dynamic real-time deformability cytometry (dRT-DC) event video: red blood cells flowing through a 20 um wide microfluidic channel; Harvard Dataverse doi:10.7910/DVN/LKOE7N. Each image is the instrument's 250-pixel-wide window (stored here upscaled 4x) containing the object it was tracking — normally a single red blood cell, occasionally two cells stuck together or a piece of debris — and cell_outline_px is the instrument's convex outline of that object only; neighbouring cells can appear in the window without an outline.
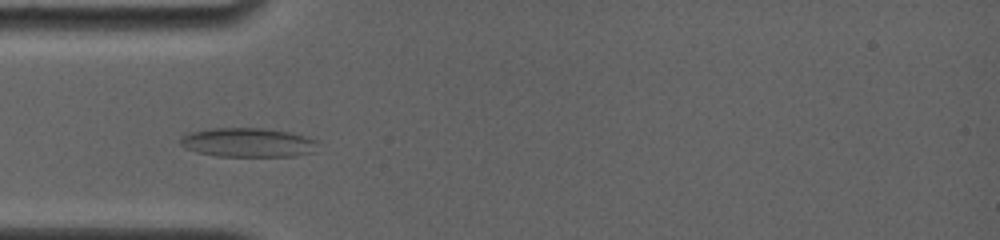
{"species": "common noctule bat (a hibernating species)", "species_latin": "Nyctalus noctula", "temperature_condition": "room temperature", "stored_images_in_passage": 41, "camera_frame_rate_fps": 4000, "um_per_image_px": 0.085, "animal": {"sex": "female", "body_mass_g": 19.0, "forearm_length_mm": 56.7}, "frame": {"image": 1, "passage_image": 11, "time_ms": 3.75, "image_size_px": [1000, 240], "cell_outline_px": [[320, 140], [312, 152], [292, 156], [216, 156], [196, 152], [184, 148], [180, 144], [180, 136], [188, 132], [212, 128], [260, 128], [288, 132]], "centroid_in_image_um": [21.02, 12.11], "position_along_channel_um": 64.0, "area_um2": 23.41}}
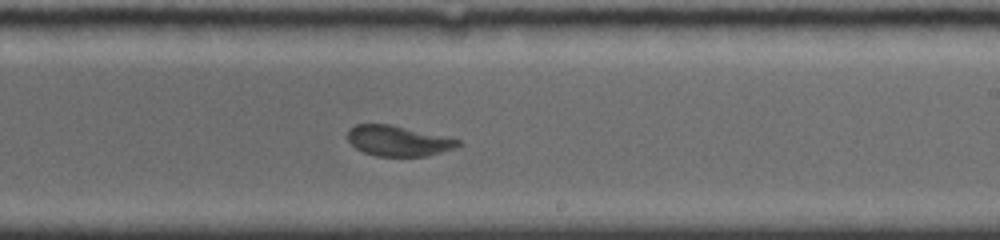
{"frame": {"image": 2, "passage_image": 26, "time_ms": 8.75, "image_size_px": [1000, 240], "cell_outline_px": [[464, 144], [428, 156], [376, 156], [364, 152], [356, 148], [348, 140], [348, 128], [356, 124], [388, 124], [460, 140]], "centroid_in_image_um": [33.81, 11.98], "position_along_channel_um": 255.2, "area_um2": 19.25}}
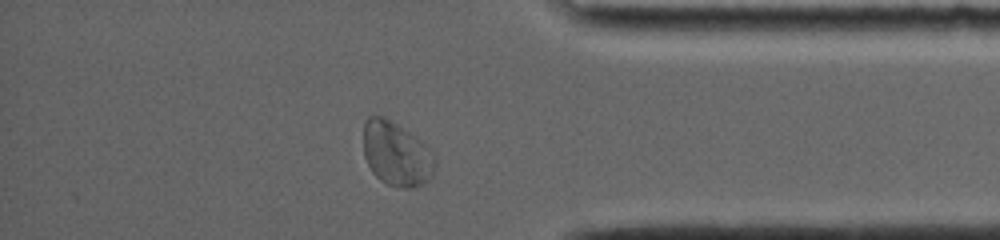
{"frame": {"image": 3, "passage_image": 37, "time_ms": 12.75, "image_size_px": [1000, 240], "cell_outline_px": [[436, 164], [432, 176], [424, 184], [408, 188], [388, 184], [380, 180], [372, 172], [364, 156], [364, 120], [368, 116], [384, 116], [424, 140], [436, 156]], "centroid_in_image_um": [33.73, 13.05], "position_along_channel_um": 401.5, "area_um2": 27.22}, "authors_computed_cell_mechanics": {"area_um2": 21.4438, "velocity_mm_per_s": 3.8332, "shape_relaxation_time_tau1_ms": 6.1433, "shape_relaxation_time_tau2_ms": 1.5004, "deformation_change_tau1": 0.1402, "deformation_change_tau2": 0.0621}}